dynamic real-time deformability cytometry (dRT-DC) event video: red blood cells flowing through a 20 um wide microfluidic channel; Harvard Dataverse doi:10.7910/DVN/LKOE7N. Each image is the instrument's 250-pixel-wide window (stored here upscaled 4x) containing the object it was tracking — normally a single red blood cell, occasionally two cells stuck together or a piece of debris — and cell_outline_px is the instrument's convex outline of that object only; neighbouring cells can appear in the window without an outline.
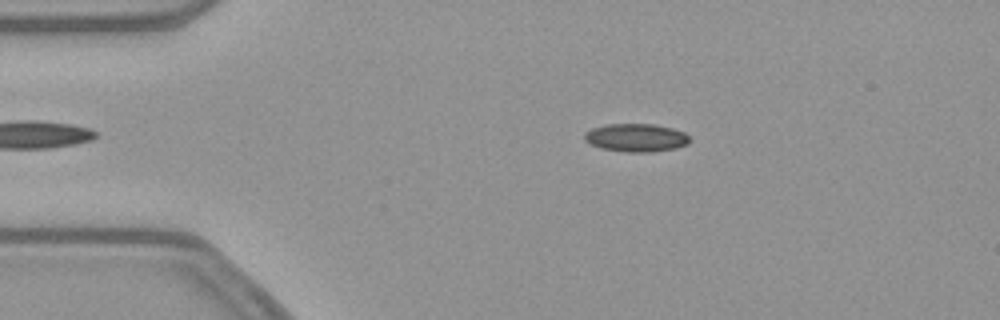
{"species": "common noctule bat (a hibernating species)", "species_latin": "Nyctalus noctula", "temperature_condition": "warm", "stored_images_in_passage": 46, "camera_frame_rate_fps": 3000, "um_per_image_px": 0.085, "animal": {"sex": "female", "body_mass_g": 21.9}, "frame": {"image": 1, "passage_image": 10, "time_ms": 3.0, "image_size_px": [1000, 320], "cell_outline_px": [[688, 144], [676, 148], [652, 152], [624, 152], [600, 148], [584, 140], [584, 132], [592, 128], [604, 124], [656, 124], [672, 128], [684, 132], [688, 136]], "centroid_in_image_um": [54.04, 11.7], "position_along_channel_um": 31.0, "area_um2": 17.34}}
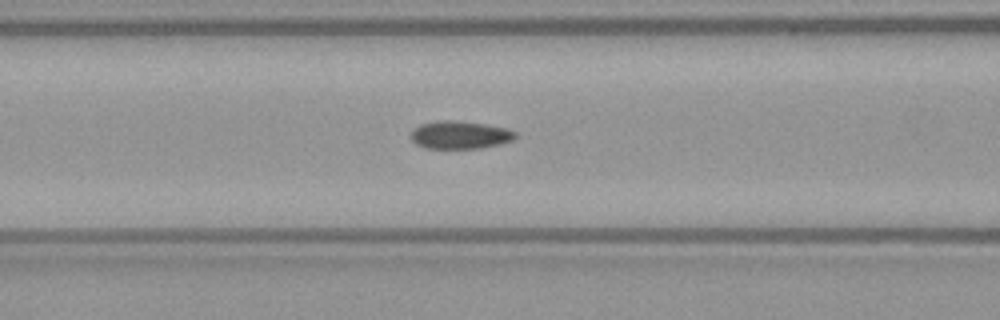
{"frame": {"image": 2, "passage_image": 21, "time_ms": 6.667, "image_size_px": [1000, 320], "cell_outline_px": [[516, 136], [512, 140], [500, 144], [480, 148], [424, 148], [416, 144], [412, 140], [412, 132], [420, 124], [436, 120], [448, 120], [484, 124], [508, 128], [516, 132]], "centroid_in_image_um": [39.1, 11.47], "position_along_channel_um": 127.5, "area_um2": 16.82}}
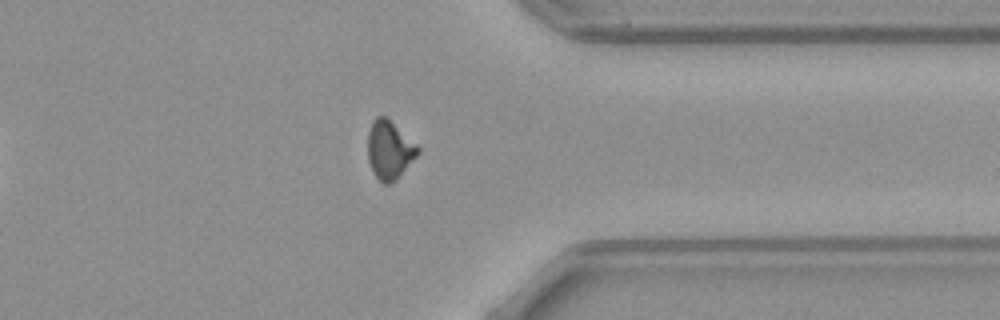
{"frame": {"image": 3, "passage_image": 41, "time_ms": 13.333, "image_size_px": [1000, 320], "cell_outline_px": [[420, 152], [396, 180], [392, 184], [384, 184], [372, 172], [368, 160], [368, 132], [372, 120], [376, 116], [388, 116], [420, 148]], "centroid_in_image_um": [33.1, 12.72], "position_along_channel_um": 378.3, "area_um2": 17.28}, "authors_computed_cell_mechanics": {"area_um2": 16.9932, "velocity_mm_per_s": 3.8831, "shape_relaxation_time_tau1_ms": null, "shape_relaxation_time_tau2_ms": 3.0134, "deformation_change_tau1": null, "deformation_change_tau2": 0.0753}}